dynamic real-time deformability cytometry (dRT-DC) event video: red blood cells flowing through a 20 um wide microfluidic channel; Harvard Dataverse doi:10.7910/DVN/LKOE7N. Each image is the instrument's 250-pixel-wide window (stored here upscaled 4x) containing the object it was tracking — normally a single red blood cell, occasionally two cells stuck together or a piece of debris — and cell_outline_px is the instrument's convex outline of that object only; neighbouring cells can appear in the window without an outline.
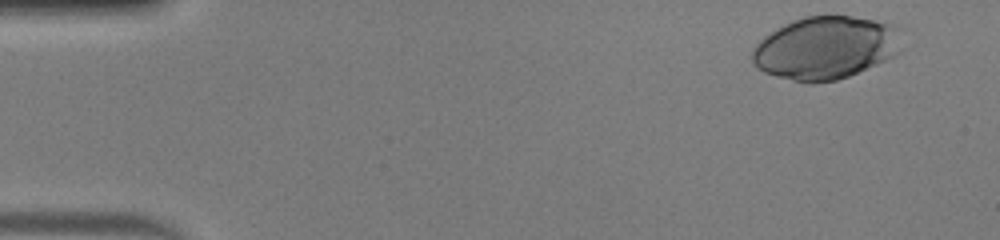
{"species": "human", "species_latin": "Homo sapiens", "temperature_condition": "warm", "stored_images_in_passage": 40, "camera_frame_rate_fps": 3000, "um_per_image_px": 0.085, "donor": {"sex": "male"}, "frame": {"image": 1, "passage_image": 1, "time_ms": 0.0, "image_size_px": [1000, 240], "cell_outline_px": [[904, 28], [900, 52], [876, 64], [848, 76], [836, 80], [812, 84], [792, 80], [776, 76], [764, 72], [752, 60], [752, 48], [764, 36], [784, 24], [792, 20], [804, 16], [852, 16], [896, 24]], "centroid_in_image_um": [70.23, 4.05], "position_along_channel_um": 14.8, "area_um2": 55.14}}
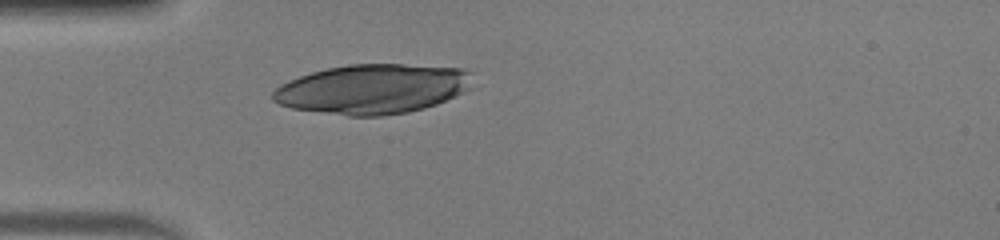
{"frame": {"image": 2, "passage_image": 12, "time_ms": 3.667, "image_size_px": [1000, 240], "cell_outline_px": [[472, 88], [464, 92], [436, 104], [424, 108], [408, 112], [380, 116], [348, 116], [292, 108], [280, 104], [272, 100], [272, 92], [280, 84], [288, 80], [312, 72], [328, 68], [348, 64], [404, 64], [468, 68], [472, 72]], "centroid_in_image_um": [31.71, 7.55], "position_along_channel_um": 53.3, "area_um2": 58.15}}